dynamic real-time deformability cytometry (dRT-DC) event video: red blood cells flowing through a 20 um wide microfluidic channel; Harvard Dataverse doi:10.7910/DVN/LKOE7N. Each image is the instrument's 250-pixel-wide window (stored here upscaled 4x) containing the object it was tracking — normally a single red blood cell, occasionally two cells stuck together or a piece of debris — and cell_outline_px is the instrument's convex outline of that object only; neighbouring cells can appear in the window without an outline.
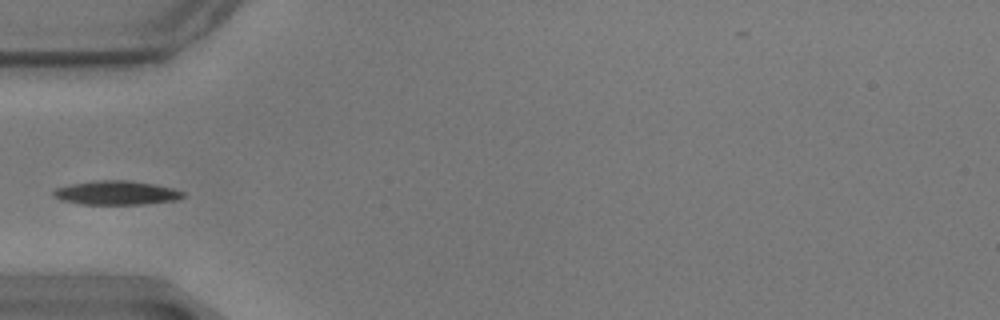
{"species": "common noctule bat (a hibernating species)", "species_latin": "Nyctalus noctula", "temperature_condition": "warm", "stored_images_in_passage": 40, "camera_frame_rate_fps": 3000, "um_per_image_px": 0.085, "animal": {"sex": "male", "body_mass_g": 17.9}, "frame": {"image": 1, "passage_image": 1, "time_ms": 0.0, "image_size_px": [1000, 320], "cell_outline_px": [[184, 196], [180, 200], [144, 204], [80, 204], [60, 200], [52, 196], [52, 192], [56, 188], [68, 184], [100, 180], [128, 180], [156, 184], [172, 188], [184, 192]], "centroid_in_image_um": [9.89, 16.39], "position_along_channel_um": 75.1, "area_um2": 18.32}}
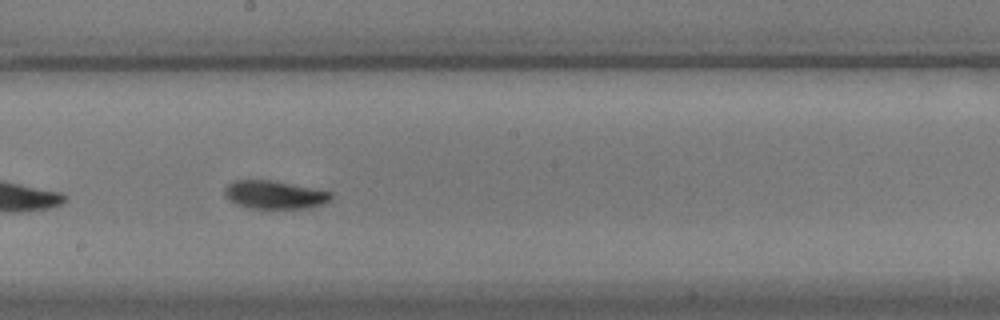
{"frame": {"image": 2, "passage_image": 14, "time_ms": 4.333, "image_size_px": [1000, 320], "cell_outline_px": [[332, 196], [324, 204], [308, 208], [248, 208], [236, 204], [224, 192], [224, 188], [232, 180], [272, 180], [332, 192]], "centroid_in_image_um": [23.33, 16.55], "position_along_channel_um": 224.9, "area_um2": 17.28}}
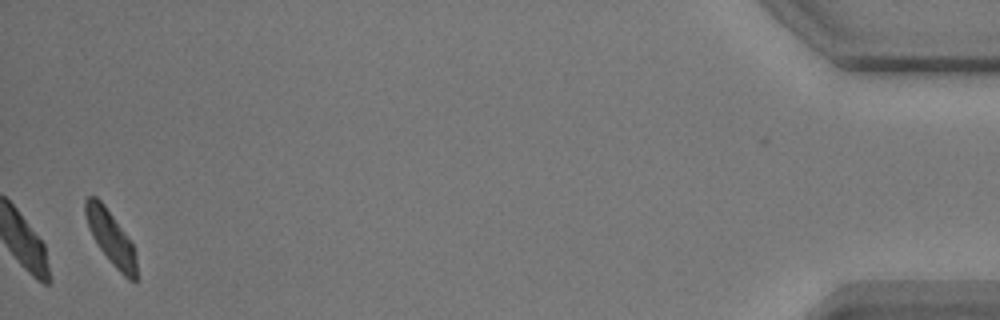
{"frame": {"image": 3, "passage_image": 39, "time_ms": 12.667, "image_size_px": [1000, 320], "cell_outline_px": [[136, 280], [128, 280], [112, 264], [100, 248], [92, 236], [88, 228], [84, 212], [84, 200], [88, 196], [96, 196], [104, 204], [124, 232], [132, 244], [136, 260]], "centroid_in_image_um": [9.37, 20.16], "position_along_channel_um": 425.8, "area_um2": 15.72}}